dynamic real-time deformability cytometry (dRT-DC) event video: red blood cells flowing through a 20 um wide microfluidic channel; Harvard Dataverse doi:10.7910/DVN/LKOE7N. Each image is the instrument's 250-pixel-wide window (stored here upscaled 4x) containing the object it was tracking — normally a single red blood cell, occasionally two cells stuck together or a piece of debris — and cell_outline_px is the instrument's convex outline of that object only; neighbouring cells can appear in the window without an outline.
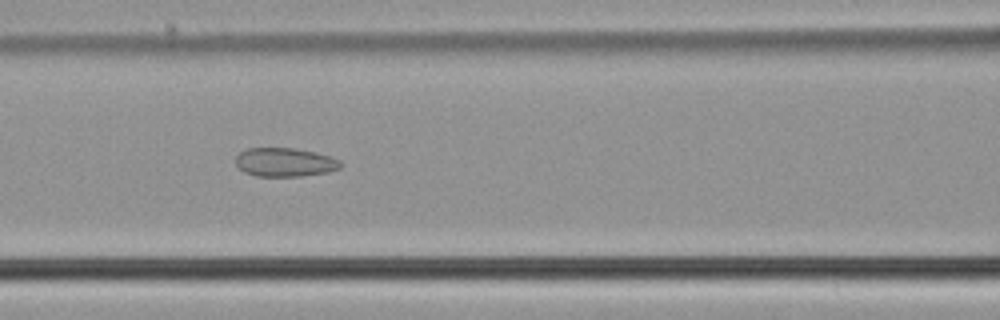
{"species": "common noctule bat (a hibernating species)", "species_latin": "Nyctalus noctula", "temperature_condition": "cold", "stored_images_in_passage": 51, "camera_frame_rate_fps": 3000, "um_per_image_px": 0.085, "animal": {"sex": "male", "body_mass_g": 21.5, "forearm_length_mm": 52.0}, "frame": {"image": 1, "passage_image": 20, "time_ms": 6.333, "image_size_px": [1000, 320], "cell_outline_px": [[344, 164], [340, 168], [328, 172], [300, 176], [256, 176], [244, 172], [236, 164], [236, 156], [240, 152], [248, 148], [292, 148], [316, 152], [332, 156], [340, 160]], "centroid_in_image_um": [24.25, 13.79], "position_along_channel_um": 142.3, "area_um2": 17.69}}
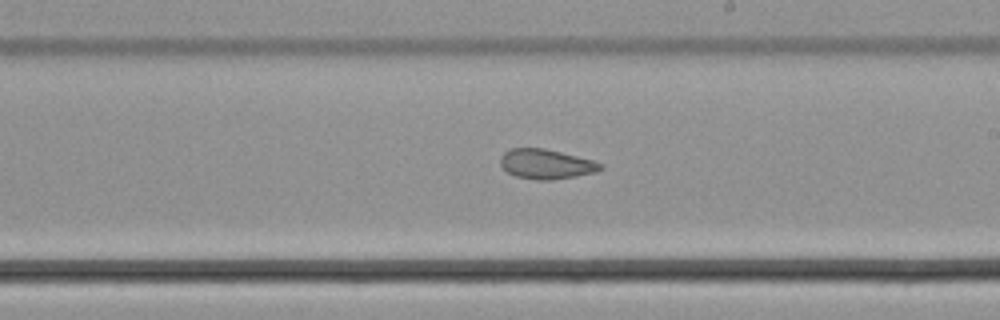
{"frame": {"image": 2, "passage_image": 28, "time_ms": 9.0, "image_size_px": [1000, 320], "cell_outline_px": [[604, 168], [596, 172], [576, 176], [552, 180], [536, 180], [516, 176], [508, 172], [500, 164], [500, 156], [504, 152], [512, 148], [544, 148], [592, 160], [604, 164]], "centroid_in_image_um": [46.43, 13.95], "position_along_channel_um": 242.6, "area_um2": 17.34}}
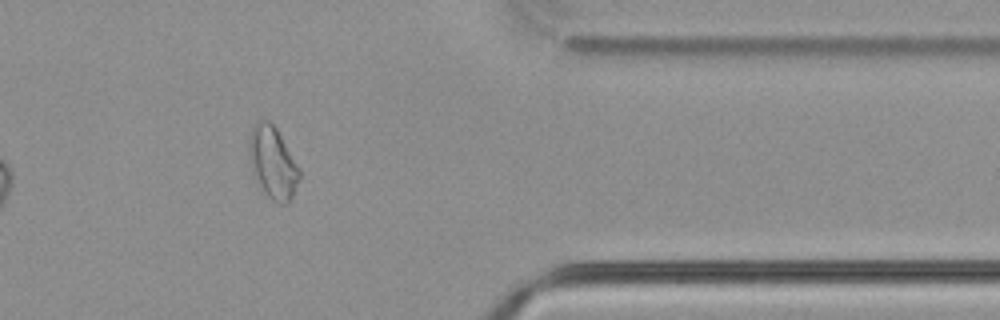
{"frame": {"image": 3, "passage_image": 41, "time_ms": 13.333, "image_size_px": [1000, 320], "cell_outline_px": [[300, 180], [292, 196], [284, 204], [280, 204], [272, 200], [268, 196], [256, 180], [252, 172], [248, 148], [248, 140], [252, 128], [256, 120], [268, 120], [276, 128], [300, 168]], "centroid_in_image_um": [23.18, 13.8], "position_along_channel_um": 388.2, "area_um2": 21.04}, "authors_computed_cell_mechanics": {"area_um2": 20.2878, "velocity_mm_per_s": 3.7664, "shape_relaxation_time_tau1_ms": null, "shape_relaxation_time_tau2_ms": 2.1351, "deformation_change_tau1": null, "deformation_change_tau2": 0.0829}}